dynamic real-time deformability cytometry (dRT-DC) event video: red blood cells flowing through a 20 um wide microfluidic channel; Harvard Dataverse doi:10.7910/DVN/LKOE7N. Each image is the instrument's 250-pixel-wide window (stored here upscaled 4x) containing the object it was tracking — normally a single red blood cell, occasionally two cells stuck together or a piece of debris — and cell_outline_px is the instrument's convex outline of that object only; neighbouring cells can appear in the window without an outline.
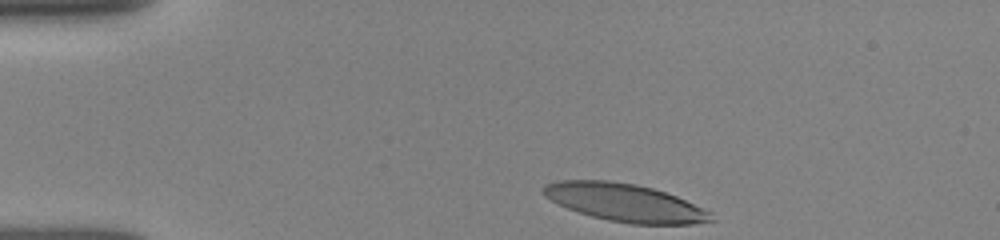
{"species": "human", "species_latin": "Homo sapiens", "temperature_condition": "room temperature", "stored_images_in_passage": 34, "camera_frame_rate_fps": 3000, "um_per_image_px": 0.085, "donor": {"sex": "female"}, "frame": {"image": 1, "passage_image": 1, "time_ms": 0.0, "image_size_px": [1000, 240], "cell_outline_px": [[716, 220], [692, 224], [632, 224], [608, 220], [592, 216], [568, 208], [544, 196], [544, 184], [556, 180], [608, 180], [636, 184], [652, 188], [676, 196], [712, 212]], "centroid_in_image_um": [53.14, 17.22], "position_along_channel_um": 31.9, "area_um2": 36.76}}
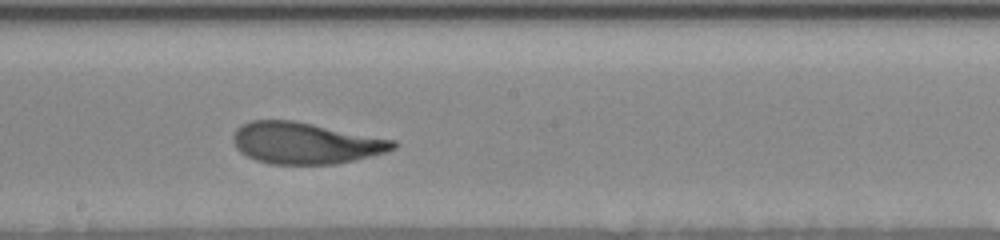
{"frame": {"image": 2, "passage_image": 20, "time_ms": 6.333, "image_size_px": [1000, 240], "cell_outline_px": [[396, 148], [384, 152], [336, 164], [272, 164], [256, 160], [240, 152], [236, 148], [232, 140], [232, 136], [236, 128], [240, 124], [252, 120], [292, 120], [396, 140]], "centroid_in_image_um": [25.9, 12.15], "position_along_channel_um": 222.3, "area_um2": 38.49}}
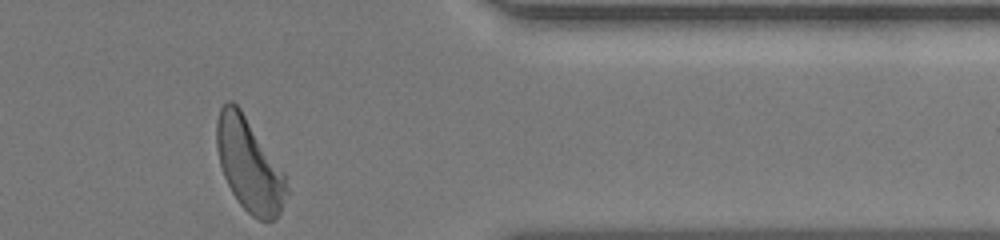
{"frame": {"image": 3, "passage_image": 34, "time_ms": 11.0, "image_size_px": [1000, 240], "cell_outline_px": [[288, 192], [280, 212], [272, 220], [260, 220], [252, 216], [240, 204], [232, 192], [224, 176], [220, 164], [216, 148], [216, 120], [220, 108], [228, 100], [232, 100], [240, 108], [284, 172], [288, 188]], "centroid_in_image_um": [21.17, 14.0], "position_along_channel_um": 390.2, "area_um2": 37.63}, "authors_computed_cell_mechanics": {"area_um2": 38.7838, "velocity_mm_per_s": 3.9117, "shape_relaxation_time_tau1_ms": 4.3556, "shape_relaxation_time_tau2_ms": 1.4255, "deformation_change_tau1": 0.2131, "deformation_change_tau2": 0.0893}}